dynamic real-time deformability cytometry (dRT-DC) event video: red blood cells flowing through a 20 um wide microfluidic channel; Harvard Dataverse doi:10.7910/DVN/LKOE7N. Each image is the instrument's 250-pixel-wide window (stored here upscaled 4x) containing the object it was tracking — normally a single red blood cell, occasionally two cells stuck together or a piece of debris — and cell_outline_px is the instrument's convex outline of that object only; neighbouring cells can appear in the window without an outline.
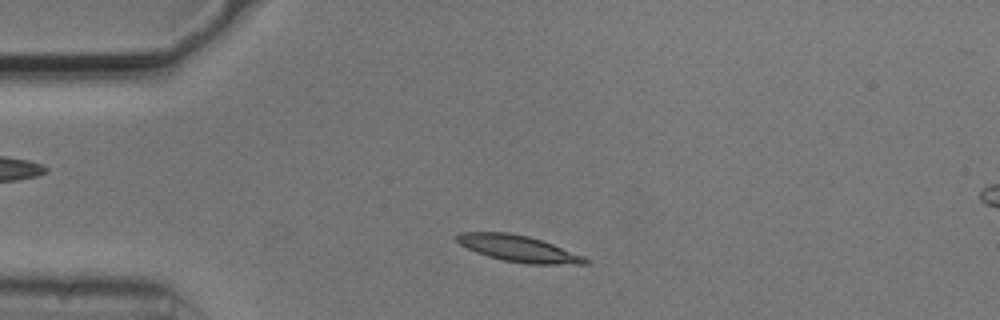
{"species": "common noctule bat (a hibernating species)", "species_latin": "Nyctalus noctula", "temperature_condition": "cold", "stored_images_in_passage": 46, "camera_frame_rate_fps": 3000, "um_per_image_px": 0.085, "animal": {"sex": "male", "body_mass_g": 20.5, "forearm_length_mm": 52.5}, "frame": {"image": 1, "passage_image": 5, "time_ms": 1.333, "image_size_px": [1000, 320], "cell_outline_px": [[588, 264], [528, 264], [504, 260], [488, 256], [476, 252], [460, 244], [456, 240], [456, 236], [460, 232], [508, 232], [528, 236], [552, 244], [584, 256], [588, 260]], "centroid_in_image_um": [44.06, 21.12], "position_along_channel_um": 40.9, "area_um2": 19.48}}
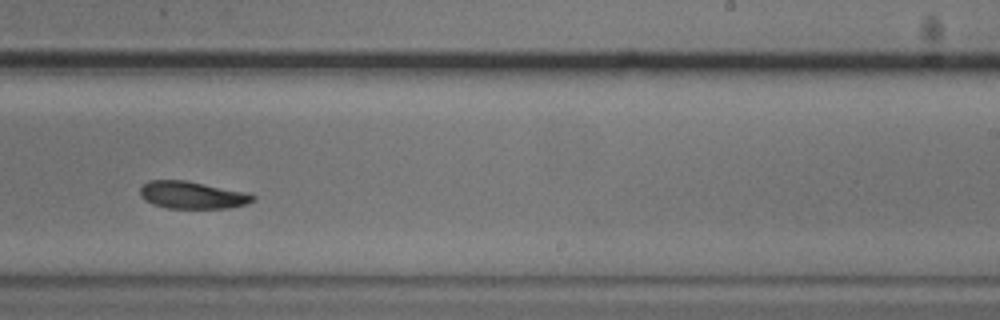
{"frame": {"image": 2, "passage_image": 26, "time_ms": 8.333, "image_size_px": [1000, 320], "cell_outline_px": [[256, 200], [244, 204], [228, 208], [168, 208], [152, 204], [144, 200], [140, 196], [140, 188], [148, 180], [184, 180], [244, 192], [256, 196]], "centroid_in_image_um": [16.3, 16.58], "position_along_channel_um": 272.7, "area_um2": 17.8}}
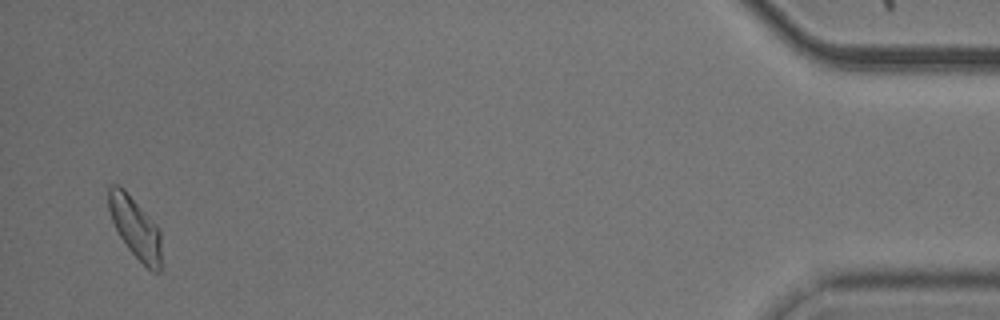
{"frame": {"image": 3, "passage_image": 45, "time_ms": 14.667, "image_size_px": [1000, 320], "cell_outline_px": [[160, 272], [152, 272], [128, 248], [120, 236], [112, 220], [108, 208], [108, 188], [112, 184], [120, 184], [124, 188], [160, 228]], "centroid_in_image_um": [11.49, 19.3], "position_along_channel_um": 423.7, "area_um2": 18.67}, "authors_computed_cell_mechanics": {"area_um2": 18.7561, "velocity_mm_per_s": 3.692, "shape_relaxation_time_tau1_ms": 2.9386, "shape_relaxation_time_tau2_ms": null, "deformation_change_tau1": 0.1074, "deformation_change_tau2": null}}